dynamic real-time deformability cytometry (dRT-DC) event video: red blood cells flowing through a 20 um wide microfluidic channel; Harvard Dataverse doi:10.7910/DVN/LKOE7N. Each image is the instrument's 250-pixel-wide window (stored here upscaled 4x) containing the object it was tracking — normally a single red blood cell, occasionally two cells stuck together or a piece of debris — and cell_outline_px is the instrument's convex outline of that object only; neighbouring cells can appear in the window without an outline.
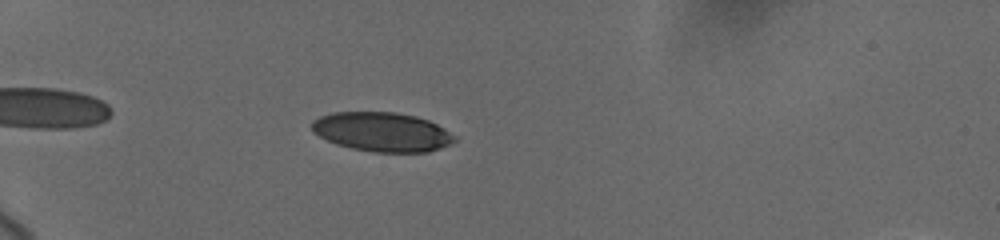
{"species": "human", "species_latin": "Homo sapiens", "temperature_condition": "cold", "stored_images_in_passage": 32, "camera_frame_rate_fps": 3000, "um_per_image_px": 0.085, "donor": {"sex": "female"}, "frame": {"image": 1, "passage_image": 14, "time_ms": 2.333, "image_size_px": [1000, 240], "cell_outline_px": [[456, 140], [440, 148], [428, 152], [372, 152], [352, 148], [336, 144], [312, 132], [312, 120], [320, 116], [332, 112], [396, 112], [416, 116], [428, 120], [444, 128], [456, 136]], "centroid_in_image_um": [32.47, 11.2], "position_along_channel_um": 52.5, "area_um2": 32.66}}
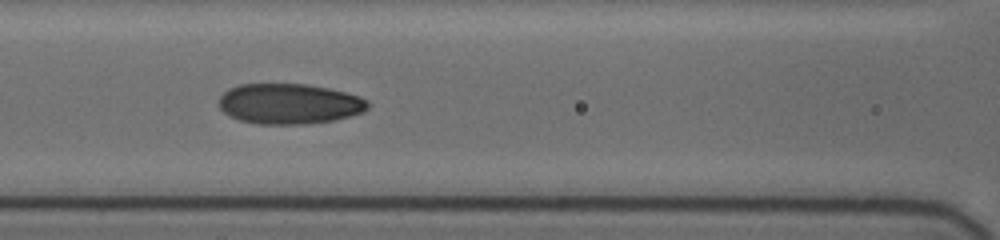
{"frame": {"image": 2, "passage_image": 28, "time_ms": 5.667, "image_size_px": [1000, 240], "cell_outline_px": [[368, 108], [364, 112], [332, 120], [304, 124], [256, 124], [240, 120], [228, 116], [220, 108], [220, 96], [228, 88], [240, 84], [304, 84], [328, 88], [360, 96], [368, 100]], "centroid_in_image_um": [24.57, 8.82], "position_along_channel_um": 142.0, "area_um2": 35.03}}
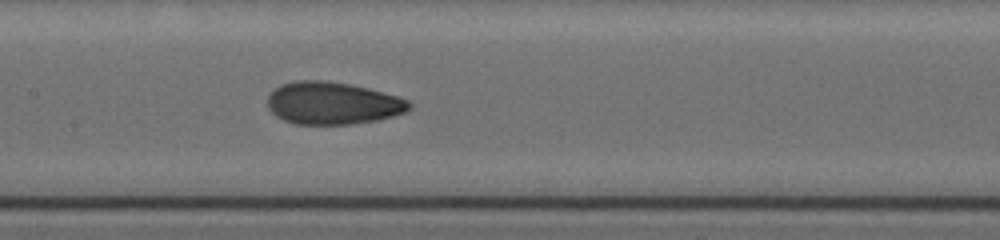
{"frame": {"image": 3, "passage_image": 31, "time_ms": 6.667, "image_size_px": [1000, 240], "cell_outline_px": [[412, 108], [404, 112], [392, 116], [376, 120], [348, 124], [296, 124], [284, 120], [276, 116], [268, 108], [268, 92], [280, 84], [296, 80], [324, 80], [348, 84], [368, 88], [396, 96], [408, 100], [412, 104]], "centroid_in_image_um": [28.23, 8.76], "position_along_channel_um": 179.2, "area_um2": 35.03}}